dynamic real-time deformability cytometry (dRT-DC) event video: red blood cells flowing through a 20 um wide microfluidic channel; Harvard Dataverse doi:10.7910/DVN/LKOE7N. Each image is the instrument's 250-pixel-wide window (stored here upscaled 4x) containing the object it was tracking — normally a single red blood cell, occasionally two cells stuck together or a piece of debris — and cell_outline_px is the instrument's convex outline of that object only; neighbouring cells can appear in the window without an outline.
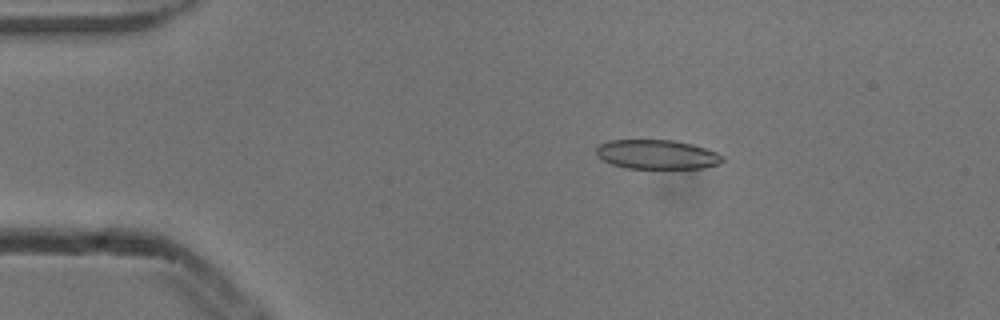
{"species": "common noctule bat (a hibernating species)", "species_latin": "Nyctalus noctula", "temperature_condition": "cold", "stored_images_in_passage": 8, "camera_frame_rate_fps": 3000, "um_per_image_px": 0.085, "animal": {"sex": "male", "body_mass_g": 13.3}, "frame": {"image": 1, "passage_image": 3, "time_ms": 0.667, "image_size_px": [1000, 320], "cell_outline_px": [[724, 160], [720, 164], [704, 168], [628, 168], [612, 164], [596, 156], [596, 148], [600, 144], [608, 140], [672, 140], [692, 144], [716, 152], [724, 156]], "centroid_in_image_um": [55.85, 13.13], "position_along_channel_um": 29.1, "area_um2": 21.56}}
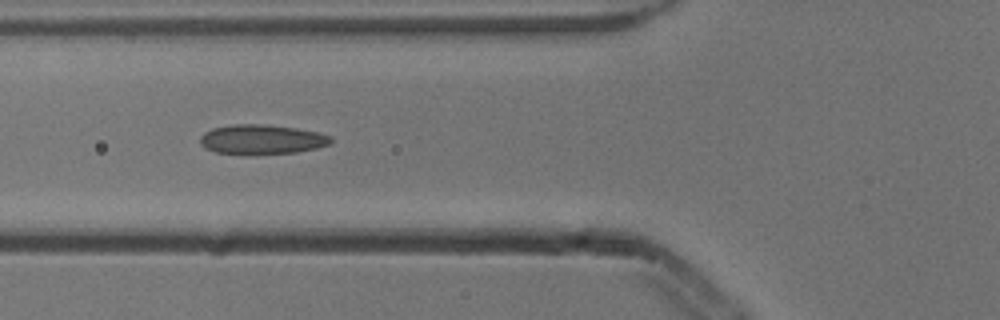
{"frame": {"image": 2, "passage_image": 6, "time_ms": 1.667, "image_size_px": [1000, 320], "cell_outline_px": [[332, 144], [316, 148], [296, 152], [216, 152], [200, 144], [200, 136], [204, 132], [212, 128], [236, 124], [264, 124], [296, 128], [316, 132], [332, 136]], "centroid_in_image_um": [22.29, 11.81], "position_along_channel_um": 103.5, "area_um2": 21.79}}
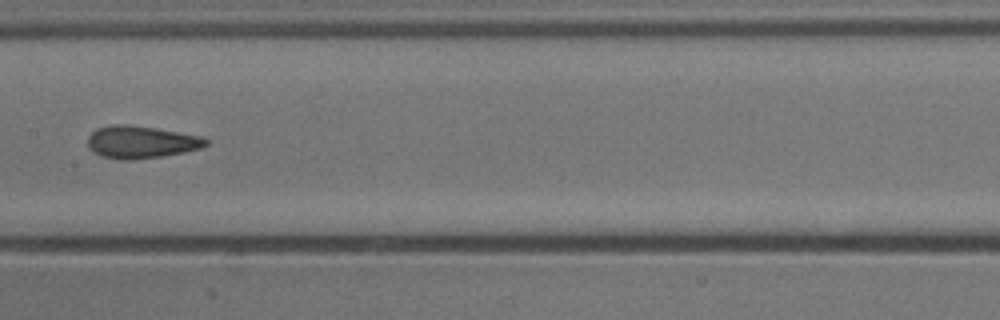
{"frame": {"image": 3, "passage_image": 8, "time_ms": 2.333, "image_size_px": [1000, 320], "cell_outline_px": [[208, 144], [200, 148], [184, 152], [160, 156], [128, 160], [120, 160], [100, 156], [92, 152], [88, 148], [88, 136], [96, 128], [112, 124], [124, 124], [156, 128], [200, 136], [208, 140]], "centroid_in_image_um": [11.93, 12.07], "position_along_channel_um": 195.5, "area_um2": 22.31}}